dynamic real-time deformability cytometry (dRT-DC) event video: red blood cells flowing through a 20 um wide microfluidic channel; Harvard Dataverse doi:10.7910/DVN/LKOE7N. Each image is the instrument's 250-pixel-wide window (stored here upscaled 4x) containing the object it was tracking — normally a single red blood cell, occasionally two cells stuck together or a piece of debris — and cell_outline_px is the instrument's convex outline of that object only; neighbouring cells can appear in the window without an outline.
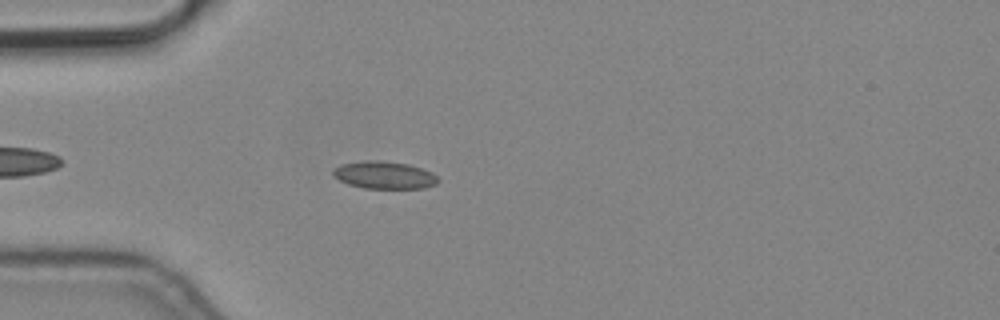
{"species": "common noctule bat (a hibernating species)", "species_latin": "Nyctalus noctula", "temperature_condition": "cold", "stored_images_in_passage": 5, "camera_frame_rate_fps": 3000, "um_per_image_px": 0.085, "animal": {"sex": "male", "body_mass_g": 19.2, "forearm_length_mm": 51.8}, "frame": {"image": 1, "passage_image": 5, "time_ms": 1.333, "image_size_px": [1000, 320], "cell_outline_px": [[440, 180], [436, 184], [424, 188], [364, 188], [348, 184], [340, 180], [332, 172], [332, 168], [340, 164], [364, 160], [380, 160], [408, 164], [432, 172]], "centroid_in_image_um": [32.65, 14.87], "position_along_channel_um": 52.3, "area_um2": 16.82}}